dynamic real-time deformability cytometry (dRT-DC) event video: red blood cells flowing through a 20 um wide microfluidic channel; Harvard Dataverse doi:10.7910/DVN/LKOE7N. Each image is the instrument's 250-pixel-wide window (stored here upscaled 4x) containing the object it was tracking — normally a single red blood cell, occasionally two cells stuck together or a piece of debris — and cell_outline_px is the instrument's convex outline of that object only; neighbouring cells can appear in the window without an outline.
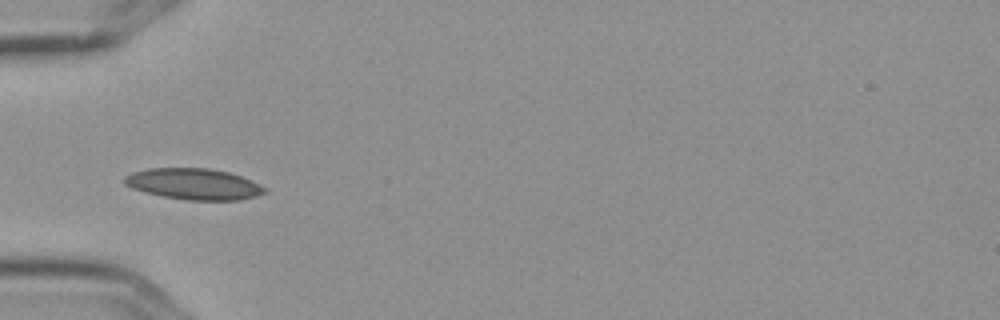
{"species": "Egyptian fruit bat (a non-hibernating species)", "species_latin": "Rousettus aegyptiacus", "temperature_condition": "cold", "stored_images_in_passage": 9, "camera_frame_rate_fps": 3000, "um_per_image_px": 0.085, "frame": {"image": 1, "passage_image": 6, "time_ms": 1.667, "image_size_px": [1000, 320], "cell_outline_px": [[268, 192], [256, 196], [240, 200], [188, 200], [164, 196], [144, 192], [132, 188], [124, 184], [124, 176], [132, 172], [148, 168], [208, 168], [228, 172], [240, 176], [260, 184], [268, 188]], "centroid_in_image_um": [16.49, 15.64], "position_along_channel_um": 68.5, "area_um2": 25.49}}
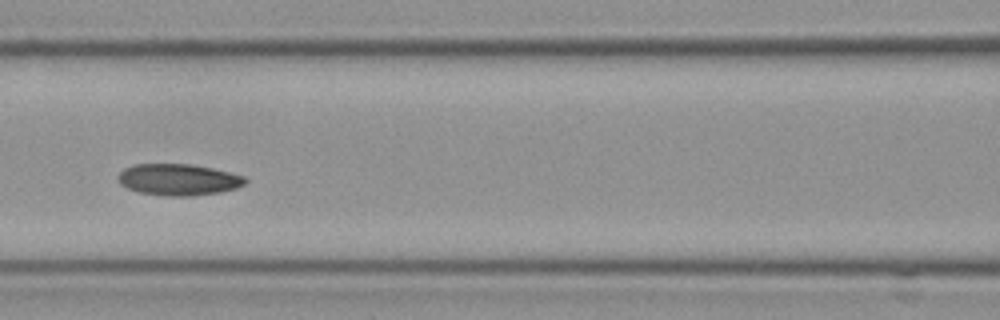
{"frame": {"image": 2, "passage_image": 8, "time_ms": 2.333, "image_size_px": [1000, 320], "cell_outline_px": [[248, 180], [244, 184], [236, 188], [220, 192], [192, 196], [164, 196], [140, 192], [128, 188], [120, 184], [116, 176], [124, 168], [132, 164], [188, 164], [212, 168], [244, 176]], "centroid_in_image_um": [15.14, 15.27], "position_along_channel_um": 151.5, "area_um2": 23.35}}
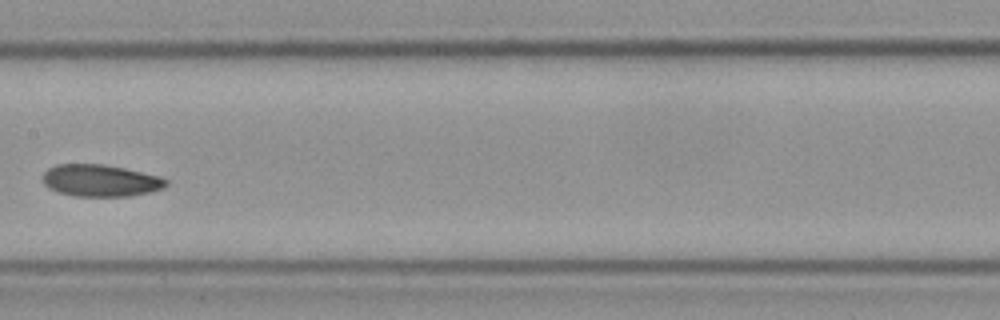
{"frame": {"image": 3, "passage_image": 9, "time_ms": 2.667, "image_size_px": [1000, 320], "cell_outline_px": [[168, 184], [164, 188], [148, 192], [128, 196], [76, 196], [60, 192], [48, 188], [44, 184], [44, 172], [48, 168], [56, 164], [104, 164], [124, 168], [160, 176], [168, 180]], "centroid_in_image_um": [8.55, 15.34], "position_along_channel_um": 198.8, "area_um2": 22.89}}